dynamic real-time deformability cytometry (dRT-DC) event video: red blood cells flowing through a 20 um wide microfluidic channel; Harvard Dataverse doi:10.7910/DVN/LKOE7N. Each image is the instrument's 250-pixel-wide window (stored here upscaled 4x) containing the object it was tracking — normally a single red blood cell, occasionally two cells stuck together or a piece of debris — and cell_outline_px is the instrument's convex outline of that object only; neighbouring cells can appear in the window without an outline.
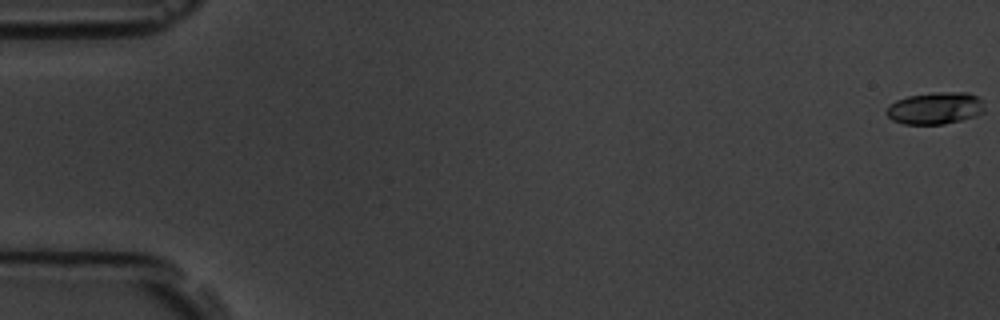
{"species": "common noctule bat (a hibernating species)", "species_latin": "Nyctalus noctula", "temperature_condition": "room temperature", "stored_images_in_passage": 4, "camera_frame_rate_fps": 3000, "um_per_image_px": 0.085, "animal": {"sex": "male", "body_mass_g": 19.5, "forearm_length_mm": 54.6}, "frame": {"image": 1, "passage_image": 1, "time_ms": 0.0, "image_size_px": [1000, 320], "cell_outline_px": [[984, 112], [976, 116], [944, 124], [904, 124], [892, 120], [884, 112], [896, 100], [908, 96], [936, 92], [968, 92], [976, 96], [980, 100], [984, 108]], "centroid_in_image_um": [79.49, 9.2], "position_along_channel_um": 5.5, "area_um2": 18.21}}